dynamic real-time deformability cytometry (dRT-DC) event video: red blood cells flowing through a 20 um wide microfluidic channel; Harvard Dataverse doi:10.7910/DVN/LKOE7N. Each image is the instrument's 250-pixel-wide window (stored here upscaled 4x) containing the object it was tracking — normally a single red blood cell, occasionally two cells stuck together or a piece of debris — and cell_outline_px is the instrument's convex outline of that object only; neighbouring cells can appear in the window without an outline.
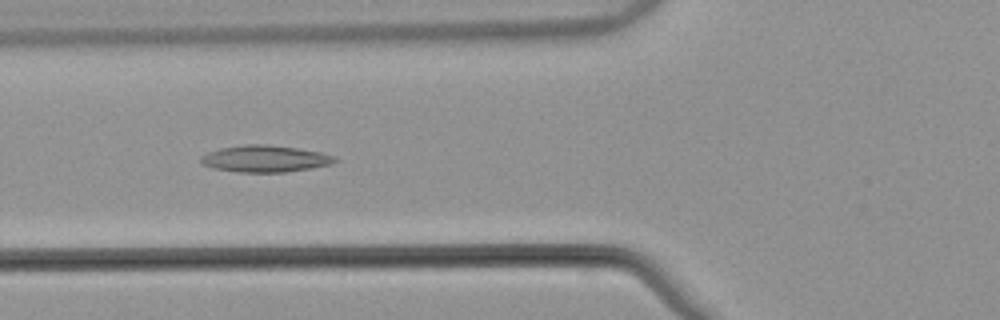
{"species": "common noctule bat (a hibernating species)", "species_latin": "Nyctalus noctula", "temperature_condition": "warm", "stored_images_in_passage": 54, "camera_frame_rate_fps": 3000, "um_per_image_px": 0.085, "animal": {"sex": "male", "body_mass_g": 21.5, "forearm_length_mm": 52.0}, "frame": {"image": 1, "passage_image": 21, "time_ms": 6.667, "image_size_px": [1000, 320], "cell_outline_px": [[340, 160], [332, 164], [312, 168], [284, 172], [240, 172], [212, 168], [200, 164], [200, 156], [208, 152], [220, 148], [244, 144], [264, 144], [296, 148], [320, 152], [336, 156]], "centroid_in_image_um": [22.53, 13.49], "position_along_channel_um": 103.3, "area_um2": 21.04}}
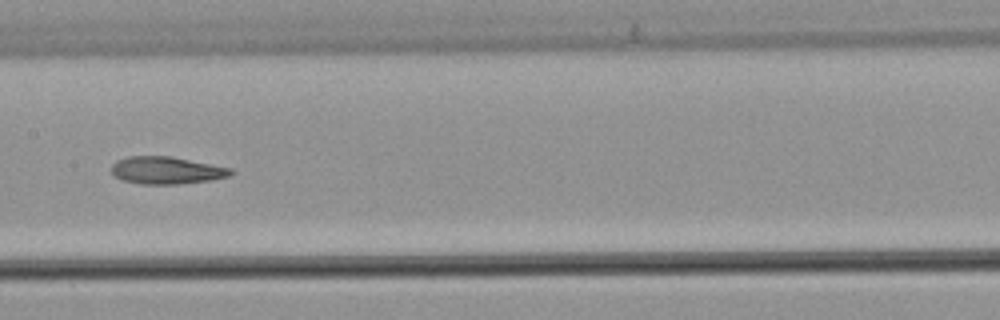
{"frame": {"image": 2, "passage_image": 28, "time_ms": 9.0, "image_size_px": [1000, 320], "cell_outline_px": [[232, 172], [228, 176], [212, 180], [176, 184], [140, 184], [120, 180], [112, 172], [112, 164], [116, 160], [128, 156], [172, 156], [232, 168]], "centroid_in_image_um": [14.13, 14.47], "position_along_channel_um": 193.3, "area_um2": 19.07}}
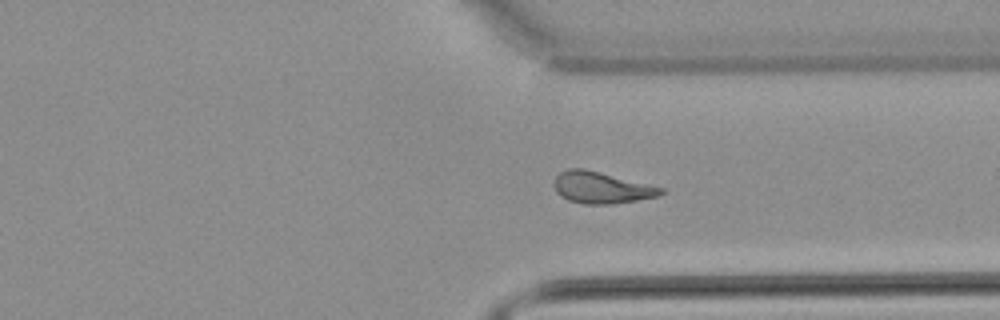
{"frame": {"image": 3, "passage_image": 41, "time_ms": 13.333, "image_size_px": [1000, 320], "cell_outline_px": [[664, 192], [660, 196], [612, 204], [584, 204], [568, 200], [560, 196], [556, 192], [556, 176], [560, 172], [568, 168], [584, 168], [664, 188]], "centroid_in_image_um": [51.13, 15.95], "position_along_channel_um": 360.3, "area_um2": 19.48}, "authors_computed_cell_mechanics": {"area_um2": 19.941, "velocity_mm_per_s": 3.8522, "shape_relaxation_time_tau1_ms": null, "shape_relaxation_time_tau2_ms": 6.8975, "deformation_change_tau1": null, "deformation_change_tau2": 0.1761}}